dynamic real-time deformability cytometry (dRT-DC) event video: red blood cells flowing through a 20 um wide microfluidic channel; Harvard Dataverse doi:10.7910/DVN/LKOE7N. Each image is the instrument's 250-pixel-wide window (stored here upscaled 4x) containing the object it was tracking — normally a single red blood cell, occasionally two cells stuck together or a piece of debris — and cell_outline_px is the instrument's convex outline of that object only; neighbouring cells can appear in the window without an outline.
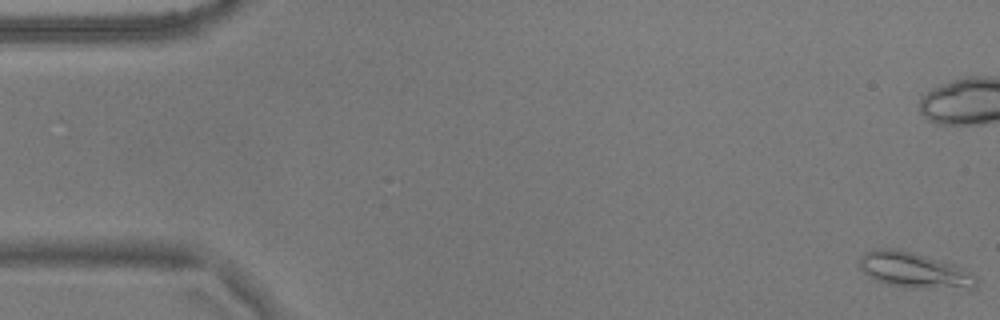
{"species": "common noctule bat (a hibernating species)", "species_latin": "Nyctalus noctula", "temperature_condition": "warm", "stored_images_in_passage": 57, "camera_frame_rate_fps": 3000, "um_per_image_px": 0.085, "animal": {"sex": "male", "body_mass_g": 17.9}, "frame": {"image": 1, "passage_image": 1, "time_ms": 0.0, "image_size_px": [1000, 320], "cell_outline_px": [[980, 280], [976, 288], [968, 292], [960, 292], [908, 288], [888, 284], [876, 280], [868, 276], [856, 264], [860, 256], [864, 252], [876, 248], [896, 248], [952, 264], [976, 276]], "centroid_in_image_um": [77.79, 23.04], "position_along_channel_um": 7.2, "area_um2": 25.26}, "authors_computed_cell_mechanics": {"area_um2": 17.5134, "velocity_mm_per_s": 3.5959, "shape_relaxation_time_tau1_ms": 3.2517, "shape_relaxation_time_tau2_ms": null, "deformation_change_tau1": 0.1425, "deformation_change_tau2": null}}